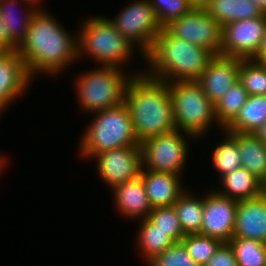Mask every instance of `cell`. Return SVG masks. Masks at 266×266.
Instances as JSON below:
<instances>
[{"instance_id": "obj_1", "label": "cell", "mask_w": 266, "mask_h": 266, "mask_svg": "<svg viewBox=\"0 0 266 266\" xmlns=\"http://www.w3.org/2000/svg\"><path fill=\"white\" fill-rule=\"evenodd\" d=\"M56 19L47 10L38 9L16 50L32 79L41 73L58 76L78 60L77 33L68 32Z\"/></svg>"}, {"instance_id": "obj_2", "label": "cell", "mask_w": 266, "mask_h": 266, "mask_svg": "<svg viewBox=\"0 0 266 266\" xmlns=\"http://www.w3.org/2000/svg\"><path fill=\"white\" fill-rule=\"evenodd\" d=\"M129 81L125 105L139 143L176 130L169 83L136 71Z\"/></svg>"}, {"instance_id": "obj_3", "label": "cell", "mask_w": 266, "mask_h": 266, "mask_svg": "<svg viewBox=\"0 0 266 266\" xmlns=\"http://www.w3.org/2000/svg\"><path fill=\"white\" fill-rule=\"evenodd\" d=\"M214 55L203 47L172 36L165 28L144 56L150 77L165 81H196Z\"/></svg>"}, {"instance_id": "obj_4", "label": "cell", "mask_w": 266, "mask_h": 266, "mask_svg": "<svg viewBox=\"0 0 266 266\" xmlns=\"http://www.w3.org/2000/svg\"><path fill=\"white\" fill-rule=\"evenodd\" d=\"M79 29L76 31L78 59H82L81 56L85 54L95 64L97 62L98 66L100 64L125 69L123 64L126 65L134 56L133 51H139L105 16H90L80 24Z\"/></svg>"}, {"instance_id": "obj_5", "label": "cell", "mask_w": 266, "mask_h": 266, "mask_svg": "<svg viewBox=\"0 0 266 266\" xmlns=\"http://www.w3.org/2000/svg\"><path fill=\"white\" fill-rule=\"evenodd\" d=\"M93 120L79 143L80 156L89 160L95 154L127 146H140L125 103L93 112Z\"/></svg>"}, {"instance_id": "obj_6", "label": "cell", "mask_w": 266, "mask_h": 266, "mask_svg": "<svg viewBox=\"0 0 266 266\" xmlns=\"http://www.w3.org/2000/svg\"><path fill=\"white\" fill-rule=\"evenodd\" d=\"M78 74L74 89L79 108L89 114L124 103L129 81L134 76L122 68L100 65Z\"/></svg>"}, {"instance_id": "obj_7", "label": "cell", "mask_w": 266, "mask_h": 266, "mask_svg": "<svg viewBox=\"0 0 266 266\" xmlns=\"http://www.w3.org/2000/svg\"><path fill=\"white\" fill-rule=\"evenodd\" d=\"M169 93L177 130L189 133L196 139L203 138L213 128L211 124L224 130L216 119L214 103L196 81L170 82Z\"/></svg>"}, {"instance_id": "obj_8", "label": "cell", "mask_w": 266, "mask_h": 266, "mask_svg": "<svg viewBox=\"0 0 266 266\" xmlns=\"http://www.w3.org/2000/svg\"><path fill=\"white\" fill-rule=\"evenodd\" d=\"M188 136L196 139L193 135L176 129L140 143L142 169L182 175L190 148L189 138H186Z\"/></svg>"}, {"instance_id": "obj_9", "label": "cell", "mask_w": 266, "mask_h": 266, "mask_svg": "<svg viewBox=\"0 0 266 266\" xmlns=\"http://www.w3.org/2000/svg\"><path fill=\"white\" fill-rule=\"evenodd\" d=\"M128 4L114 19L108 20L136 49L138 48L144 58L163 27L149 0H133Z\"/></svg>"}, {"instance_id": "obj_10", "label": "cell", "mask_w": 266, "mask_h": 266, "mask_svg": "<svg viewBox=\"0 0 266 266\" xmlns=\"http://www.w3.org/2000/svg\"><path fill=\"white\" fill-rule=\"evenodd\" d=\"M172 36L220 54L222 26L203 8L173 20L164 27Z\"/></svg>"}, {"instance_id": "obj_11", "label": "cell", "mask_w": 266, "mask_h": 266, "mask_svg": "<svg viewBox=\"0 0 266 266\" xmlns=\"http://www.w3.org/2000/svg\"><path fill=\"white\" fill-rule=\"evenodd\" d=\"M266 31V14L222 26L220 55L252 59Z\"/></svg>"}, {"instance_id": "obj_12", "label": "cell", "mask_w": 266, "mask_h": 266, "mask_svg": "<svg viewBox=\"0 0 266 266\" xmlns=\"http://www.w3.org/2000/svg\"><path fill=\"white\" fill-rule=\"evenodd\" d=\"M99 177L111 189L140 175L142 169L140 146H127L95 154Z\"/></svg>"}, {"instance_id": "obj_13", "label": "cell", "mask_w": 266, "mask_h": 266, "mask_svg": "<svg viewBox=\"0 0 266 266\" xmlns=\"http://www.w3.org/2000/svg\"><path fill=\"white\" fill-rule=\"evenodd\" d=\"M237 200L210 191L204 195L203 219L199 234L229 242L233 237Z\"/></svg>"}, {"instance_id": "obj_14", "label": "cell", "mask_w": 266, "mask_h": 266, "mask_svg": "<svg viewBox=\"0 0 266 266\" xmlns=\"http://www.w3.org/2000/svg\"><path fill=\"white\" fill-rule=\"evenodd\" d=\"M240 58L214 55L196 82L215 104L239 81Z\"/></svg>"}, {"instance_id": "obj_15", "label": "cell", "mask_w": 266, "mask_h": 266, "mask_svg": "<svg viewBox=\"0 0 266 266\" xmlns=\"http://www.w3.org/2000/svg\"><path fill=\"white\" fill-rule=\"evenodd\" d=\"M33 80L17 51L0 56V115L20 99Z\"/></svg>"}, {"instance_id": "obj_16", "label": "cell", "mask_w": 266, "mask_h": 266, "mask_svg": "<svg viewBox=\"0 0 266 266\" xmlns=\"http://www.w3.org/2000/svg\"><path fill=\"white\" fill-rule=\"evenodd\" d=\"M233 237L266 244V197L263 194L237 201Z\"/></svg>"}, {"instance_id": "obj_17", "label": "cell", "mask_w": 266, "mask_h": 266, "mask_svg": "<svg viewBox=\"0 0 266 266\" xmlns=\"http://www.w3.org/2000/svg\"><path fill=\"white\" fill-rule=\"evenodd\" d=\"M111 191H113L115 208L122 217L133 220L148 218L152 207L140 175L133 180L114 186Z\"/></svg>"}, {"instance_id": "obj_18", "label": "cell", "mask_w": 266, "mask_h": 266, "mask_svg": "<svg viewBox=\"0 0 266 266\" xmlns=\"http://www.w3.org/2000/svg\"><path fill=\"white\" fill-rule=\"evenodd\" d=\"M140 176L152 208L174 205L187 190L183 188L181 175L141 169Z\"/></svg>"}, {"instance_id": "obj_19", "label": "cell", "mask_w": 266, "mask_h": 266, "mask_svg": "<svg viewBox=\"0 0 266 266\" xmlns=\"http://www.w3.org/2000/svg\"><path fill=\"white\" fill-rule=\"evenodd\" d=\"M227 133L237 142L242 167L263 182L266 179V144L252 133Z\"/></svg>"}, {"instance_id": "obj_20", "label": "cell", "mask_w": 266, "mask_h": 266, "mask_svg": "<svg viewBox=\"0 0 266 266\" xmlns=\"http://www.w3.org/2000/svg\"><path fill=\"white\" fill-rule=\"evenodd\" d=\"M203 9L221 26L264 14L252 0H209Z\"/></svg>"}, {"instance_id": "obj_21", "label": "cell", "mask_w": 266, "mask_h": 266, "mask_svg": "<svg viewBox=\"0 0 266 266\" xmlns=\"http://www.w3.org/2000/svg\"><path fill=\"white\" fill-rule=\"evenodd\" d=\"M219 180L223 188L222 191L216 189V192L230 199L239 201L262 194V182L244 167L233 170Z\"/></svg>"}, {"instance_id": "obj_22", "label": "cell", "mask_w": 266, "mask_h": 266, "mask_svg": "<svg viewBox=\"0 0 266 266\" xmlns=\"http://www.w3.org/2000/svg\"><path fill=\"white\" fill-rule=\"evenodd\" d=\"M20 1L28 7L23 13L21 10V16H19L20 12H18L17 10L15 11L16 7L18 6L17 3L19 2L20 4ZM37 10L38 9L33 5L23 0H0V15L6 26L9 39L17 48L25 40L33 14Z\"/></svg>"}, {"instance_id": "obj_23", "label": "cell", "mask_w": 266, "mask_h": 266, "mask_svg": "<svg viewBox=\"0 0 266 266\" xmlns=\"http://www.w3.org/2000/svg\"><path fill=\"white\" fill-rule=\"evenodd\" d=\"M266 121V95H249L226 132L253 133Z\"/></svg>"}, {"instance_id": "obj_24", "label": "cell", "mask_w": 266, "mask_h": 266, "mask_svg": "<svg viewBox=\"0 0 266 266\" xmlns=\"http://www.w3.org/2000/svg\"><path fill=\"white\" fill-rule=\"evenodd\" d=\"M141 221V223H140ZM140 226L136 237L139 249L144 257L145 264L151 261L161 252H164L168 247L175 242L166 234L165 231L158 228V225L152 223L148 218L139 220Z\"/></svg>"}, {"instance_id": "obj_25", "label": "cell", "mask_w": 266, "mask_h": 266, "mask_svg": "<svg viewBox=\"0 0 266 266\" xmlns=\"http://www.w3.org/2000/svg\"><path fill=\"white\" fill-rule=\"evenodd\" d=\"M174 208L183 233H199L203 219L204 196L200 198L186 190L174 203Z\"/></svg>"}, {"instance_id": "obj_26", "label": "cell", "mask_w": 266, "mask_h": 266, "mask_svg": "<svg viewBox=\"0 0 266 266\" xmlns=\"http://www.w3.org/2000/svg\"><path fill=\"white\" fill-rule=\"evenodd\" d=\"M249 94L242 84L237 81L214 104L215 116L218 124L225 129L238 115L241 107L246 103Z\"/></svg>"}, {"instance_id": "obj_27", "label": "cell", "mask_w": 266, "mask_h": 266, "mask_svg": "<svg viewBox=\"0 0 266 266\" xmlns=\"http://www.w3.org/2000/svg\"><path fill=\"white\" fill-rule=\"evenodd\" d=\"M222 132L225 138L216 144V148L214 147L210 155L213 167L216 168L218 175L220 174V179L242 167L237 142L226 131L222 130Z\"/></svg>"}, {"instance_id": "obj_28", "label": "cell", "mask_w": 266, "mask_h": 266, "mask_svg": "<svg viewBox=\"0 0 266 266\" xmlns=\"http://www.w3.org/2000/svg\"><path fill=\"white\" fill-rule=\"evenodd\" d=\"M238 266H266V244L253 239L232 237L229 241Z\"/></svg>"}, {"instance_id": "obj_29", "label": "cell", "mask_w": 266, "mask_h": 266, "mask_svg": "<svg viewBox=\"0 0 266 266\" xmlns=\"http://www.w3.org/2000/svg\"><path fill=\"white\" fill-rule=\"evenodd\" d=\"M239 82L249 95H266V66L253 59H240Z\"/></svg>"}, {"instance_id": "obj_30", "label": "cell", "mask_w": 266, "mask_h": 266, "mask_svg": "<svg viewBox=\"0 0 266 266\" xmlns=\"http://www.w3.org/2000/svg\"><path fill=\"white\" fill-rule=\"evenodd\" d=\"M181 241L187 248L189 256L200 266H204L223 243L219 239L199 233L187 234Z\"/></svg>"}, {"instance_id": "obj_31", "label": "cell", "mask_w": 266, "mask_h": 266, "mask_svg": "<svg viewBox=\"0 0 266 266\" xmlns=\"http://www.w3.org/2000/svg\"><path fill=\"white\" fill-rule=\"evenodd\" d=\"M148 219L158 225V228L166 232V234L174 241H181L185 234L180 226L174 205L155 207L148 215Z\"/></svg>"}, {"instance_id": "obj_32", "label": "cell", "mask_w": 266, "mask_h": 266, "mask_svg": "<svg viewBox=\"0 0 266 266\" xmlns=\"http://www.w3.org/2000/svg\"><path fill=\"white\" fill-rule=\"evenodd\" d=\"M156 17L164 28L173 20L189 14L194 8L187 0H149Z\"/></svg>"}, {"instance_id": "obj_33", "label": "cell", "mask_w": 266, "mask_h": 266, "mask_svg": "<svg viewBox=\"0 0 266 266\" xmlns=\"http://www.w3.org/2000/svg\"><path fill=\"white\" fill-rule=\"evenodd\" d=\"M148 266H200L188 254L187 248L182 241L175 242L164 252H161L151 261Z\"/></svg>"}, {"instance_id": "obj_34", "label": "cell", "mask_w": 266, "mask_h": 266, "mask_svg": "<svg viewBox=\"0 0 266 266\" xmlns=\"http://www.w3.org/2000/svg\"><path fill=\"white\" fill-rule=\"evenodd\" d=\"M204 266H238L229 242H223Z\"/></svg>"}, {"instance_id": "obj_35", "label": "cell", "mask_w": 266, "mask_h": 266, "mask_svg": "<svg viewBox=\"0 0 266 266\" xmlns=\"http://www.w3.org/2000/svg\"><path fill=\"white\" fill-rule=\"evenodd\" d=\"M0 48L3 49L5 52H12L17 50V47L9 39V35L1 15H0Z\"/></svg>"}, {"instance_id": "obj_36", "label": "cell", "mask_w": 266, "mask_h": 266, "mask_svg": "<svg viewBox=\"0 0 266 266\" xmlns=\"http://www.w3.org/2000/svg\"><path fill=\"white\" fill-rule=\"evenodd\" d=\"M253 60L257 61L258 63L266 66V31L264 37L261 41V45L257 54L252 58Z\"/></svg>"}, {"instance_id": "obj_37", "label": "cell", "mask_w": 266, "mask_h": 266, "mask_svg": "<svg viewBox=\"0 0 266 266\" xmlns=\"http://www.w3.org/2000/svg\"><path fill=\"white\" fill-rule=\"evenodd\" d=\"M252 134L266 144V121Z\"/></svg>"}, {"instance_id": "obj_38", "label": "cell", "mask_w": 266, "mask_h": 266, "mask_svg": "<svg viewBox=\"0 0 266 266\" xmlns=\"http://www.w3.org/2000/svg\"><path fill=\"white\" fill-rule=\"evenodd\" d=\"M193 8H204L209 0H187Z\"/></svg>"}, {"instance_id": "obj_39", "label": "cell", "mask_w": 266, "mask_h": 266, "mask_svg": "<svg viewBox=\"0 0 266 266\" xmlns=\"http://www.w3.org/2000/svg\"><path fill=\"white\" fill-rule=\"evenodd\" d=\"M266 14V0H252Z\"/></svg>"}, {"instance_id": "obj_40", "label": "cell", "mask_w": 266, "mask_h": 266, "mask_svg": "<svg viewBox=\"0 0 266 266\" xmlns=\"http://www.w3.org/2000/svg\"><path fill=\"white\" fill-rule=\"evenodd\" d=\"M23 1L28 2L29 4L33 5L37 9H44L43 7H41L42 5H40L41 1L43 0H23Z\"/></svg>"}, {"instance_id": "obj_41", "label": "cell", "mask_w": 266, "mask_h": 266, "mask_svg": "<svg viewBox=\"0 0 266 266\" xmlns=\"http://www.w3.org/2000/svg\"><path fill=\"white\" fill-rule=\"evenodd\" d=\"M5 159H7V157H4L3 154H1L0 155V172H3V170L5 169V166H6L5 165L6 164Z\"/></svg>"}, {"instance_id": "obj_42", "label": "cell", "mask_w": 266, "mask_h": 266, "mask_svg": "<svg viewBox=\"0 0 266 266\" xmlns=\"http://www.w3.org/2000/svg\"><path fill=\"white\" fill-rule=\"evenodd\" d=\"M262 194L266 197V179L262 182Z\"/></svg>"}, {"instance_id": "obj_43", "label": "cell", "mask_w": 266, "mask_h": 266, "mask_svg": "<svg viewBox=\"0 0 266 266\" xmlns=\"http://www.w3.org/2000/svg\"><path fill=\"white\" fill-rule=\"evenodd\" d=\"M5 51L0 48V56L4 53Z\"/></svg>"}]
</instances>
